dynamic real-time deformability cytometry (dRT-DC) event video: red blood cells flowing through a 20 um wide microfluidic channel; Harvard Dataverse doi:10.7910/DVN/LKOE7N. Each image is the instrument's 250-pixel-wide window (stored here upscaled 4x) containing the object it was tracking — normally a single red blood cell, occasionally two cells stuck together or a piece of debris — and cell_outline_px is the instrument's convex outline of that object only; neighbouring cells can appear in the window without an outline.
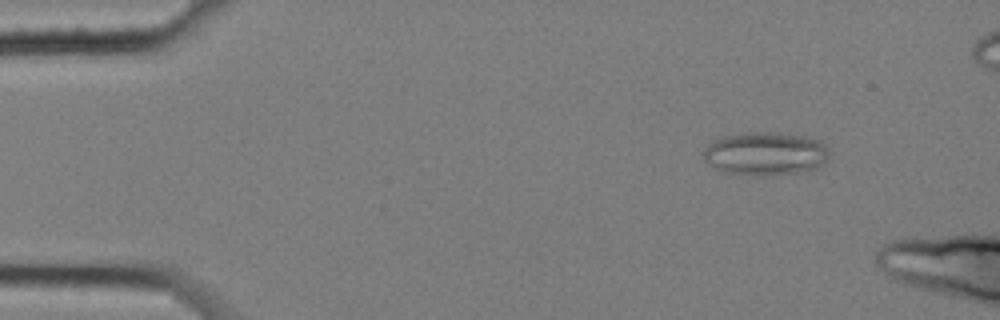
{"species": "common noctule bat (a hibernating species)", "species_latin": "Nyctalus noctula", "temperature_condition": "cold", "stored_images_in_passage": 5, "camera_frame_rate_fps": 3000, "um_per_image_px": 0.085, "animal": {"sex": "female", "body_mass_g": 25.1}, "frame": {"image": 1, "passage_image": 2, "time_ms": 0.333, "image_size_px": [1000, 320], "cell_outline_px": [[828, 156], [824, 164], [820, 168], [800, 172], [760, 176], [720, 172], [708, 164], [704, 160], [704, 148], [712, 140], [724, 136], [748, 132], [780, 132], [808, 136], [820, 140], [828, 148]], "centroid_in_image_um": [65.07, 13.06], "position_along_channel_um": 19.9, "area_um2": 32.37}}